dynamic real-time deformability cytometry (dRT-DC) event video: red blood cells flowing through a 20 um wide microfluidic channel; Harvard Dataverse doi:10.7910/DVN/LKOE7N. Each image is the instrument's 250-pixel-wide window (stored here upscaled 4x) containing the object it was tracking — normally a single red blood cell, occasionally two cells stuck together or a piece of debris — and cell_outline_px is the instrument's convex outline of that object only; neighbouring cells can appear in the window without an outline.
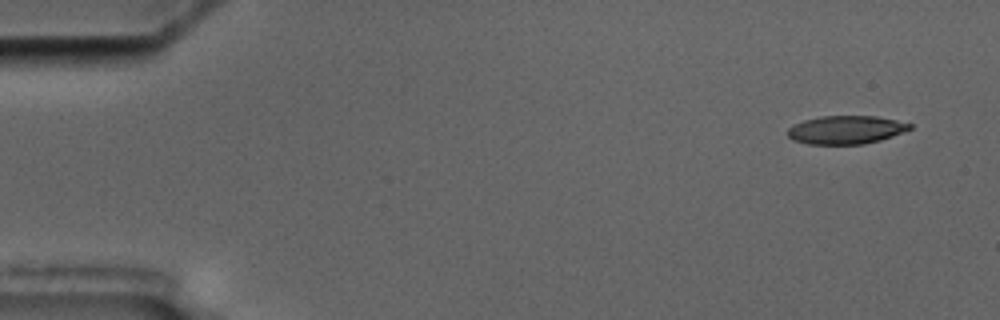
{"species": "common noctule bat (a hibernating species)", "species_latin": "Nyctalus noctula", "temperature_condition": "cold", "stored_images_in_passage": 5, "camera_frame_rate_fps": 3000, "um_per_image_px": 0.085, "animal": {"sex": "male", "body_mass_g": 17.5, "forearm_length_mm": 52.3}, "frame": {"image": 1, "passage_image": 1, "time_ms": 0.0, "image_size_px": [1000, 320], "cell_outline_px": [[912, 128], [892, 136], [880, 140], [864, 144], [808, 144], [792, 140], [788, 136], [788, 128], [792, 124], [804, 120], [820, 116], [876, 116], [896, 120], [912, 124]], "centroid_in_image_um": [71.87, 11.03], "position_along_channel_um": 13.1, "area_um2": 20.17}}